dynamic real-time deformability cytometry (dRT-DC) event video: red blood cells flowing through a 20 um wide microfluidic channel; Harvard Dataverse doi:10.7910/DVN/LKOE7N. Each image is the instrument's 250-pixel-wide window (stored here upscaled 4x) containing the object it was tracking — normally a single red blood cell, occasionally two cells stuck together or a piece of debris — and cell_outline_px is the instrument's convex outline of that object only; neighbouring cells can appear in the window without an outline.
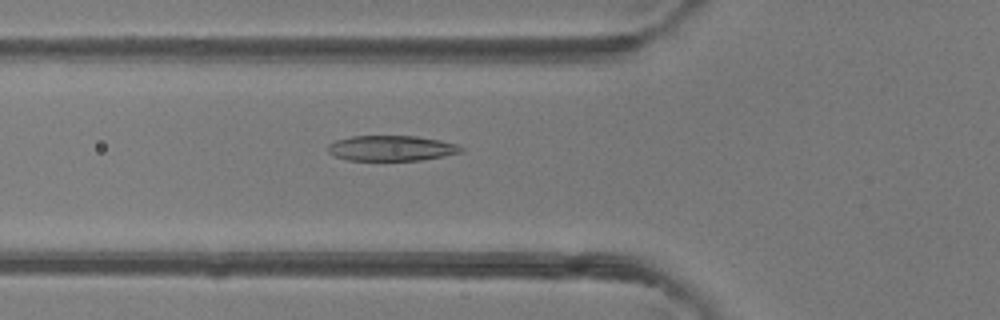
{"species": "common noctule bat (a hibernating species)", "species_latin": "Nyctalus noctula", "temperature_condition": "room temperature", "stored_images_in_passage": 48, "camera_frame_rate_fps": 3000, "um_per_image_px": 0.085, "animal": {"sex": "female"}, "frame": {"image": 1, "passage_image": 17, "time_ms": 5.333, "image_size_px": [1000, 320], "cell_outline_px": [[464, 148], [460, 152], [444, 156], [420, 160], [348, 160], [332, 156], [328, 152], [328, 144], [336, 140], [352, 136], [416, 136], [440, 140], [456, 144]], "centroid_in_image_um": [33.23, 12.6], "position_along_channel_um": 92.6, "area_um2": 19.65}}
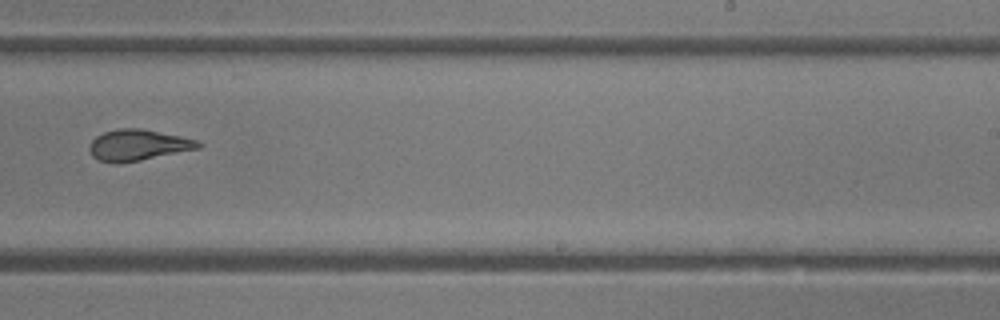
{"frame": {"image": 2, "passage_image": 30, "time_ms": 9.667, "image_size_px": [1000, 320], "cell_outline_px": [[204, 144], [200, 148], [120, 164], [112, 164], [100, 160], [92, 156], [88, 148], [92, 140], [96, 136], [104, 132], [120, 128], [140, 128], [180, 136], [196, 140]], "centroid_in_image_um": [11.71, 12.34], "position_along_channel_um": 277.3, "area_um2": 19.71}}
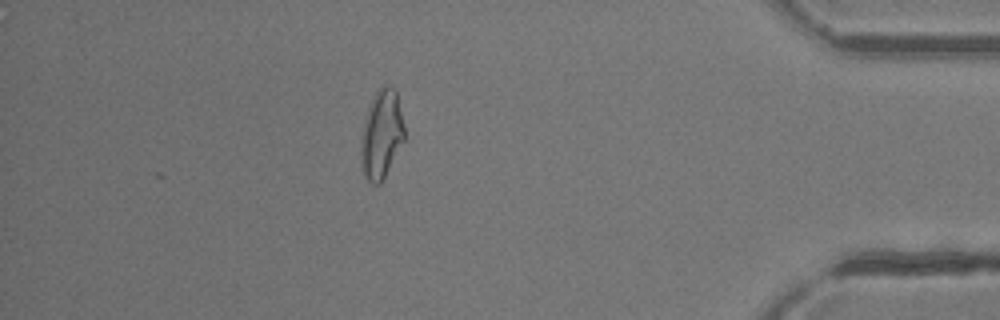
{"frame": {"image": 3, "passage_image": 42, "time_ms": 13.667, "image_size_px": [1000, 320], "cell_outline_px": [[404, 140], [380, 184], [372, 184], [364, 176], [360, 148], [360, 140], [364, 120], [368, 108], [380, 84], [388, 84], [396, 88], [404, 128]], "centroid_in_image_um": [32.42, 11.37], "position_along_channel_um": 402.8, "area_um2": 22.37}, "authors_computed_cell_mechanics": {"area_um2": 20.8658, "velocity_mm_per_s": 4.2429, "shape_relaxation_time_tau1_ms": 9.8347, "shape_relaxation_time_tau2_ms": 1.5127, "deformation_change_tau1": 0.3098, "deformation_change_tau2": 0.1055}}